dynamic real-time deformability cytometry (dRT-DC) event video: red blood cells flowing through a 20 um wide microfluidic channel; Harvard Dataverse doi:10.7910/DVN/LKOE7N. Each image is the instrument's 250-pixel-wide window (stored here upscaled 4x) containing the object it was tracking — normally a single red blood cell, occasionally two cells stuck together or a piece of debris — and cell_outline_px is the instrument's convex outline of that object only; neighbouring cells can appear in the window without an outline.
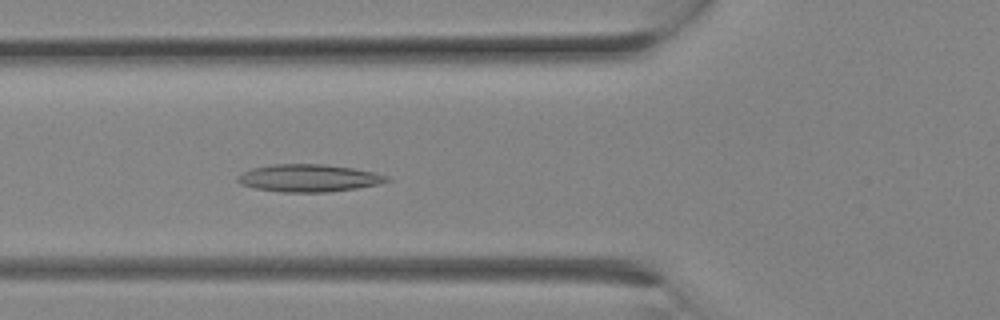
{"species": "Egyptian fruit bat (a non-hibernating species)", "species_latin": "Rousettus aegyptiacus", "temperature_condition": "room temperature", "stored_images_in_passage": 8, "camera_frame_rate_fps": 3000, "um_per_image_px": 0.085, "animal": {"sex": "female"}, "frame": {"image": 1, "passage_image": 8, "time_ms": 2.333, "image_size_px": [1000, 320], "cell_outline_px": [[392, 180], [376, 184], [356, 188], [328, 192], [280, 192], [256, 188], [240, 184], [236, 180], [236, 176], [252, 168], [272, 164], [324, 164], [352, 168], [372, 172], [388, 176]], "centroid_in_image_um": [26.21, 15.13], "position_along_channel_um": 99.6, "area_um2": 23.76}}